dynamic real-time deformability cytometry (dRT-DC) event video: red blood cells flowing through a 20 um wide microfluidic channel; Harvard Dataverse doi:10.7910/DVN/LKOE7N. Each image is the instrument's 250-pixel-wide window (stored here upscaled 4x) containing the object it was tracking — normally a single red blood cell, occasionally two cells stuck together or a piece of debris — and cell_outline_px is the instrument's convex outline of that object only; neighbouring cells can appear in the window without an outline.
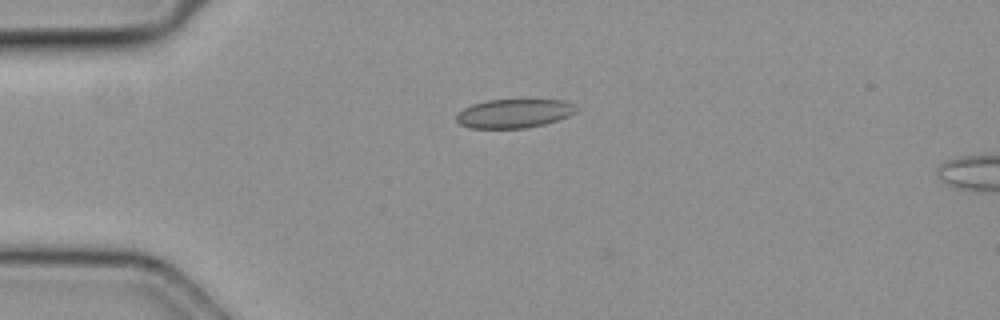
{"species": "common noctule bat (a hibernating species)", "species_latin": "Nyctalus noctula", "temperature_condition": "cold", "stored_images_in_passage": 5, "camera_frame_rate_fps": 3000, "um_per_image_px": 0.085, "animal": {"sex": "female", "body_mass_g": 19.3, "forearm_length_mm": 54.1}, "frame": {"image": 1, "passage_image": 1, "time_ms": 0.0, "image_size_px": [1000, 320], "cell_outline_px": [[580, 108], [576, 112], [568, 116], [544, 124], [524, 128], [468, 128], [460, 124], [456, 120], [456, 116], [464, 108], [472, 104], [488, 100], [564, 100]], "centroid_in_image_um": [43.7, 9.64], "position_along_channel_um": 41.3, "area_um2": 20.06}}